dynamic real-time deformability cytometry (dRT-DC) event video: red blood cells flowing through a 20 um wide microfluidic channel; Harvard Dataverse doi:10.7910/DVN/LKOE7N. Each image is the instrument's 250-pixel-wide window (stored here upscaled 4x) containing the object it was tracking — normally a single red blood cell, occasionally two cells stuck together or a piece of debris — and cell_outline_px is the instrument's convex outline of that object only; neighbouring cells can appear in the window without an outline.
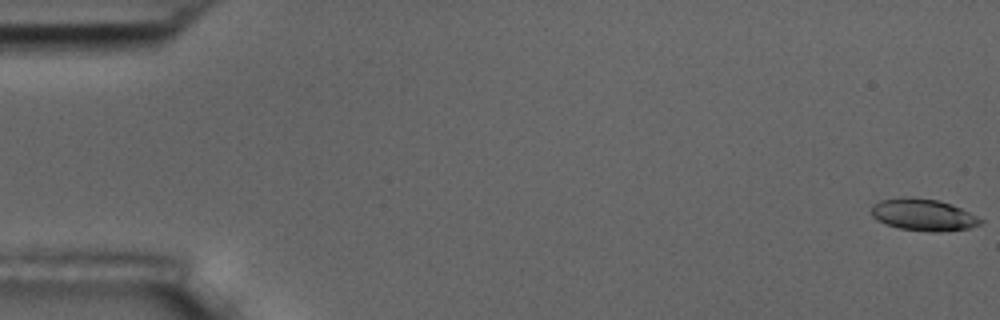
{"species": "common noctule bat (a hibernating species)", "species_latin": "Nyctalus noctula", "temperature_condition": "room temperature", "stored_images_in_passage": 4, "camera_frame_rate_fps": 3000, "um_per_image_px": 0.085, "animal": {"sex": "male", "body_mass_g": 17.5, "forearm_length_mm": 52.3}, "frame": {"image": 1, "passage_image": 1, "time_ms": 0.0, "image_size_px": [1000, 320], "cell_outline_px": [[984, 220], [980, 224], [968, 228], [936, 232], [928, 232], [900, 228], [876, 220], [872, 216], [872, 204], [880, 200], [900, 196], [904, 196], [936, 200], [960, 208]], "centroid_in_image_um": [78.43, 18.25], "position_along_channel_um": 6.6, "area_um2": 20.06}}